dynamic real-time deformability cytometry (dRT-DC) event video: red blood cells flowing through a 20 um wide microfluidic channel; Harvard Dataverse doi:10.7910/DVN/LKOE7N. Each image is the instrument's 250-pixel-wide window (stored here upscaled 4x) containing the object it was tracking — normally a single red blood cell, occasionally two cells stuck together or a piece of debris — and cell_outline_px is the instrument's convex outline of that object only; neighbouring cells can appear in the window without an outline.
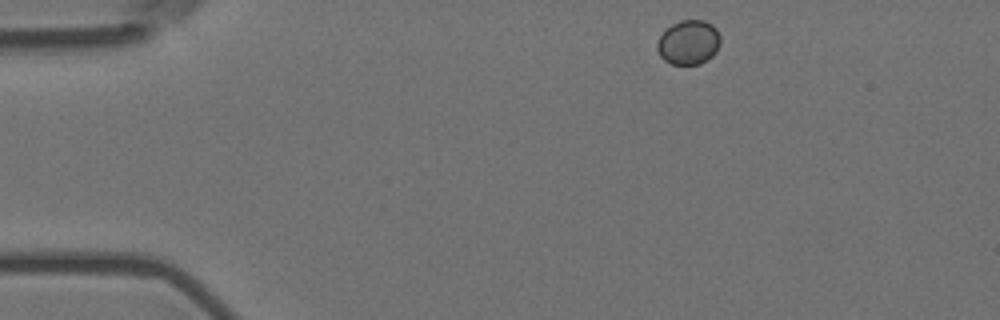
{"species": "Egyptian fruit bat (a non-hibernating species)", "species_latin": "Rousettus aegyptiacus", "temperature_condition": "room temperature", "stored_images_in_passage": 4, "camera_frame_rate_fps": 3000, "um_per_image_px": 0.085, "animal": {"sex": "female"}, "frame": {"image": 1, "passage_image": 1, "time_ms": 0.0, "image_size_px": [1000, 320], "cell_outline_px": [[720, 44], [716, 52], [712, 56], [700, 64], [672, 64], [664, 60], [660, 56], [656, 48], [656, 44], [660, 36], [672, 24], [680, 20], [704, 20], [712, 24], [716, 28], [720, 36]], "centroid_in_image_um": [58.54, 3.6], "position_along_channel_um": 26.5, "area_um2": 16.42}}
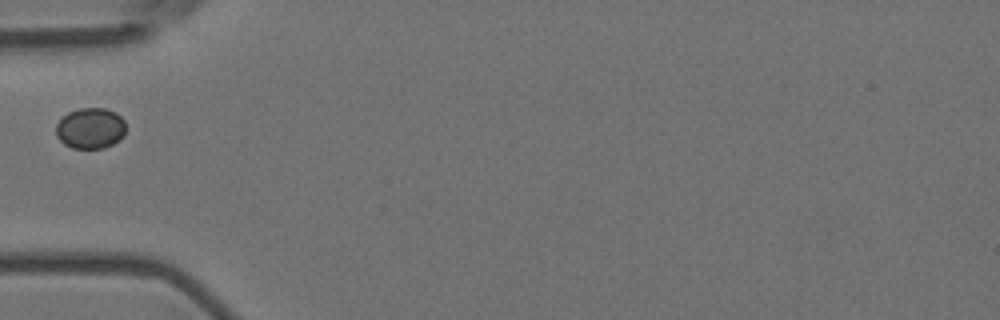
{"frame": {"image": 2, "passage_image": 4, "time_ms": 1.0, "image_size_px": [1000, 320], "cell_outline_px": [[124, 136], [120, 140], [104, 148], [72, 148], [64, 144], [56, 136], [56, 124], [68, 112], [80, 108], [104, 108], [116, 112], [124, 120]], "centroid_in_image_um": [7.68, 10.9], "position_along_channel_um": 77.3, "area_um2": 16.65}}